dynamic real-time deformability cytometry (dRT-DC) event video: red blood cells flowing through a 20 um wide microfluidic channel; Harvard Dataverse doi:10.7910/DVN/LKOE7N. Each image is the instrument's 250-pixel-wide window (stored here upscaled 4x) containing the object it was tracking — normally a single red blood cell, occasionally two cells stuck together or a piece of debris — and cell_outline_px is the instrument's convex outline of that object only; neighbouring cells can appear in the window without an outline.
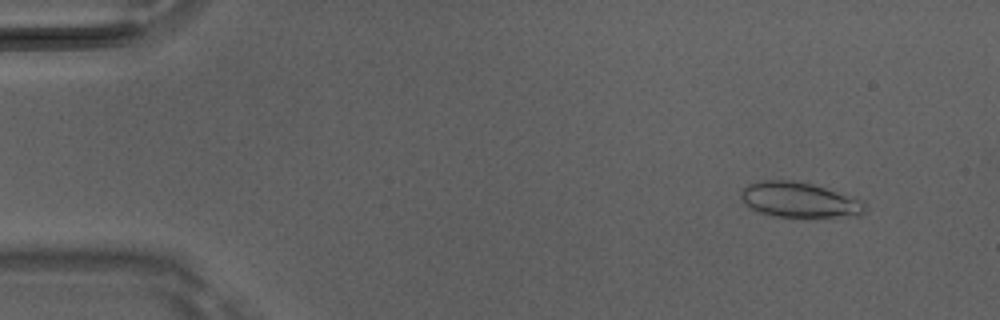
{"species": "Egyptian fruit bat (a non-hibernating species)", "species_latin": "Rousettus aegyptiacus", "temperature_condition": "room temperature", "stored_images_in_passage": 21, "camera_frame_rate_fps": 3000, "um_per_image_px": 0.085, "animal": {"sex": "male"}, "frame": {"image": 1, "passage_image": 4, "time_ms": 1.0, "image_size_px": [1000, 320], "cell_outline_px": [[868, 208], [860, 216], [776, 216], [760, 212], [752, 208], [740, 196], [740, 192], [748, 184], [764, 180], [788, 180], [812, 184], [852, 196], [864, 200]], "centroid_in_image_um": [68.01, 16.98], "position_along_channel_um": 17.0, "area_um2": 25.09}}